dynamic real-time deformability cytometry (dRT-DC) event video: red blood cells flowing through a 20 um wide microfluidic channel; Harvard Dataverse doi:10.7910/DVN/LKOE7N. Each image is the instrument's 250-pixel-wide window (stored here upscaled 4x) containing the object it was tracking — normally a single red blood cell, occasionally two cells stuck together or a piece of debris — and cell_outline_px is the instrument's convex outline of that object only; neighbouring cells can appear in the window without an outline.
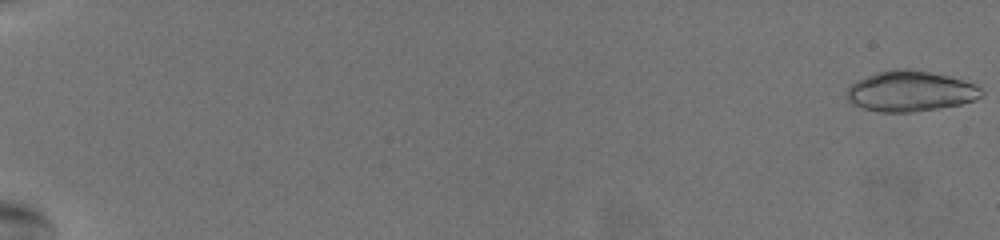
{"species": "common noctule bat (a hibernating species)", "species_latin": "Nyctalus noctula", "temperature_condition": "warm", "stored_images_in_passage": 49, "camera_frame_rate_fps": 3000, "um_per_image_px": 0.085, "animal": {"sex": "female", "body_mass_g": 19.5, "forearm_length_mm": 54.1}, "frame": {"image": 1, "passage_image": 1, "time_ms": 0.0, "image_size_px": [1000, 240], "cell_outline_px": [[984, 96], [976, 100], [960, 104], [912, 112], [876, 112], [852, 104], [844, 96], [848, 84], [856, 80], [876, 72], [892, 68], [908, 68], [948, 76], [964, 80], [976, 84], [984, 92]], "centroid_in_image_um": [77.34, 7.74], "position_along_channel_um": 7.7, "area_um2": 32.25}}
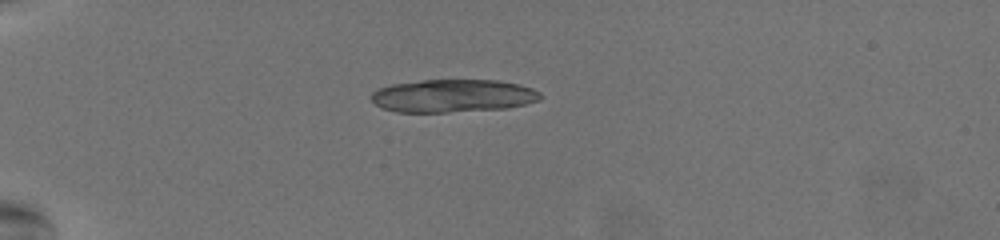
{"frame": {"image": 2, "passage_image": 19, "time_ms": 6.0, "image_size_px": [1000, 240], "cell_outline_px": [[544, 96], [540, 100], [508, 108], [448, 112], [396, 112], [384, 108], [376, 104], [372, 100], [372, 92], [376, 88], [392, 84], [420, 80], [500, 80], [520, 84], [532, 88], [540, 92]], "centroid_in_image_um": [38.53, 8.14], "position_along_channel_um": 46.5, "area_um2": 32.66}}